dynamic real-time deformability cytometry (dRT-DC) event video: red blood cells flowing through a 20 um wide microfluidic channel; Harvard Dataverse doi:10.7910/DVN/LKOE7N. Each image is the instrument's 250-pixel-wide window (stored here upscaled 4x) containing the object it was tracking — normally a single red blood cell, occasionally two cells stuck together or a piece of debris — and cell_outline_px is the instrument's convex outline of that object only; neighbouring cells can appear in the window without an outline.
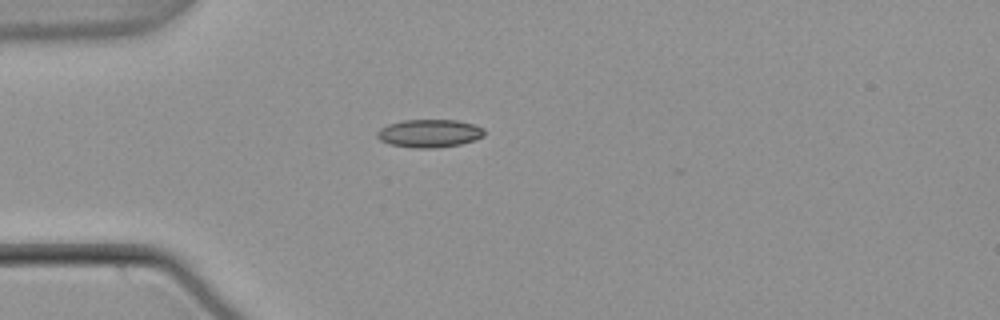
{"species": "common noctule bat (a hibernating species)", "species_latin": "Nyctalus noctula", "temperature_condition": "warm", "stored_images_in_passage": 34, "camera_frame_rate_fps": 3000, "um_per_image_px": 0.085, "animal": {"sex": "male", "body_mass_g": 21.5, "forearm_length_mm": 52.0}, "frame": {"image": 1, "passage_image": 1, "time_ms": 0.0, "image_size_px": [1000, 320], "cell_outline_px": [[484, 136], [476, 140], [460, 144], [432, 148], [416, 148], [388, 144], [380, 140], [376, 136], [376, 132], [380, 128], [388, 124], [404, 120], [456, 120], [472, 124], [484, 128]], "centroid_in_image_um": [36.48, 11.33], "position_along_channel_um": 48.5, "area_um2": 17.51}}
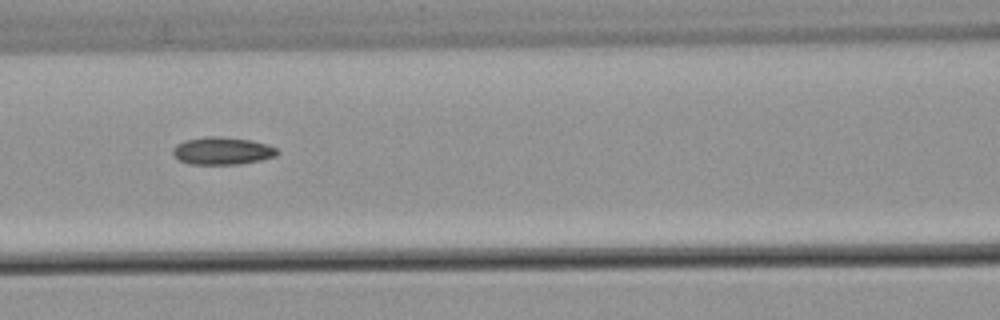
{"frame": {"image": 2, "passage_image": 10, "time_ms": 3.0, "image_size_px": [1000, 320], "cell_outline_px": [[280, 152], [276, 156], [260, 160], [240, 164], [188, 164], [180, 160], [172, 152], [172, 148], [176, 144], [184, 140], [204, 136], [220, 136], [252, 140], [268, 144], [276, 148]], "centroid_in_image_um": [18.9, 12.81], "position_along_channel_um": 147.7, "area_um2": 16.94}}
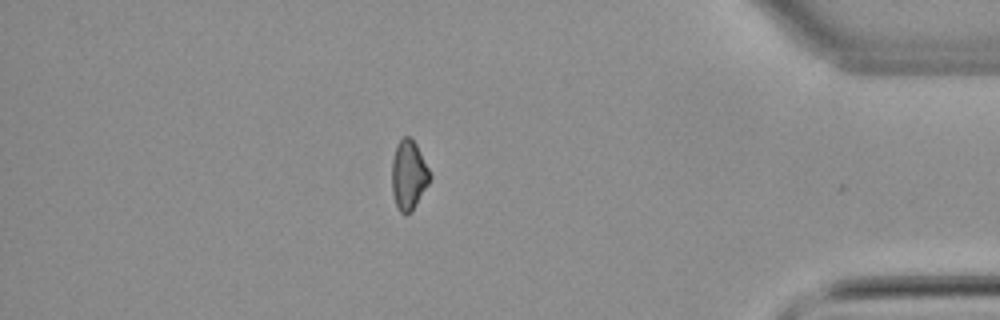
{"frame": {"image": 3, "passage_image": 33, "time_ms": 10.667, "image_size_px": [1000, 320], "cell_outline_px": [[432, 176], [428, 184], [412, 212], [400, 212], [396, 204], [392, 192], [392, 160], [396, 144], [404, 136], [408, 136], [416, 144]], "centroid_in_image_um": [34.73, 14.87], "position_along_channel_um": 400.5, "area_um2": 15.2}, "authors_computed_cell_mechanics": {"area_um2": 16.2129, "velocity_mm_per_s": 3.793, "shape_relaxation_time_tau1_ms": null, "shape_relaxation_time_tau2_ms": 8.9952, "deformation_change_tau1": null, "deformation_change_tau2": 0.162}}